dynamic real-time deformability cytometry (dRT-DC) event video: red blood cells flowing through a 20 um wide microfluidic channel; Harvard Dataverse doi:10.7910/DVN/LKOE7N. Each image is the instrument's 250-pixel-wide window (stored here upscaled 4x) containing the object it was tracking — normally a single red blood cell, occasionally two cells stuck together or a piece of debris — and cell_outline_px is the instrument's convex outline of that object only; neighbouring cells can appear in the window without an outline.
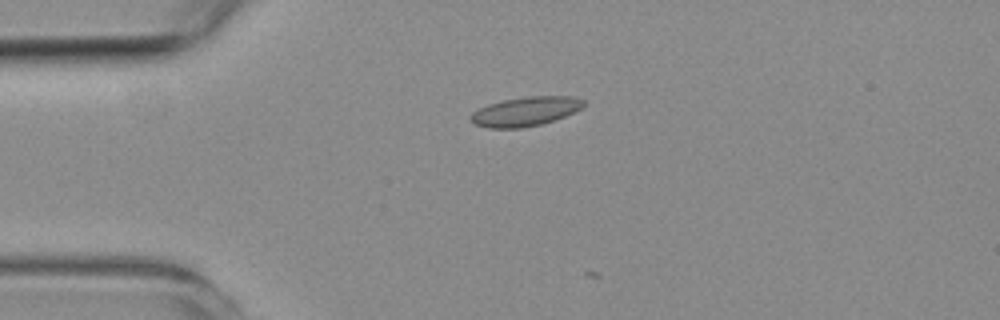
{"species": "common noctule bat (a hibernating species)", "species_latin": "Nyctalus noctula", "temperature_condition": "room temperature", "stored_images_in_passage": 3, "camera_frame_rate_fps": 3000, "um_per_image_px": 0.085, "animal": {"sex": "female", "body_mass_g": 19.3, "forearm_length_mm": 54.1}, "frame": {"image": 1, "passage_image": 2, "time_ms": 0.333, "image_size_px": [1000, 320], "cell_outline_px": [[584, 104], [580, 108], [564, 116], [540, 124], [520, 128], [488, 128], [472, 124], [468, 120], [468, 116], [472, 112], [488, 104], [504, 100], [528, 96], [576, 96], [584, 100]], "centroid_in_image_um": [44.59, 9.47], "position_along_channel_um": 40.4, "area_um2": 19.19}}